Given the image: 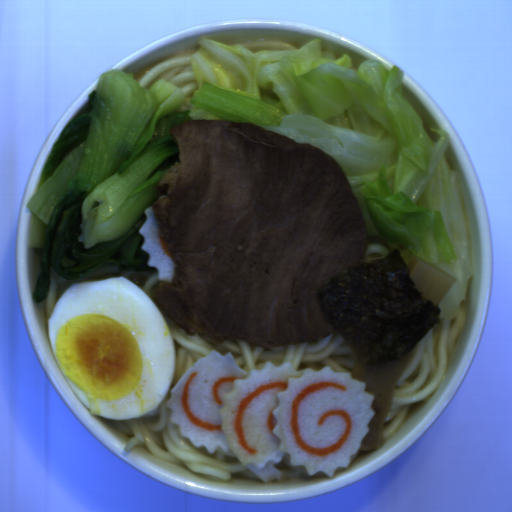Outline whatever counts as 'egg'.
Wrapping results in <instances>:
<instances>
[{
  "mask_svg": "<svg viewBox=\"0 0 512 512\" xmlns=\"http://www.w3.org/2000/svg\"><path fill=\"white\" fill-rule=\"evenodd\" d=\"M48 339L72 390L104 418L144 417L172 389V328L153 297L123 275L70 285L48 319Z\"/></svg>",
  "mask_w": 512,
  "mask_h": 512,
  "instance_id": "obj_1",
  "label": "egg"
}]
</instances>
